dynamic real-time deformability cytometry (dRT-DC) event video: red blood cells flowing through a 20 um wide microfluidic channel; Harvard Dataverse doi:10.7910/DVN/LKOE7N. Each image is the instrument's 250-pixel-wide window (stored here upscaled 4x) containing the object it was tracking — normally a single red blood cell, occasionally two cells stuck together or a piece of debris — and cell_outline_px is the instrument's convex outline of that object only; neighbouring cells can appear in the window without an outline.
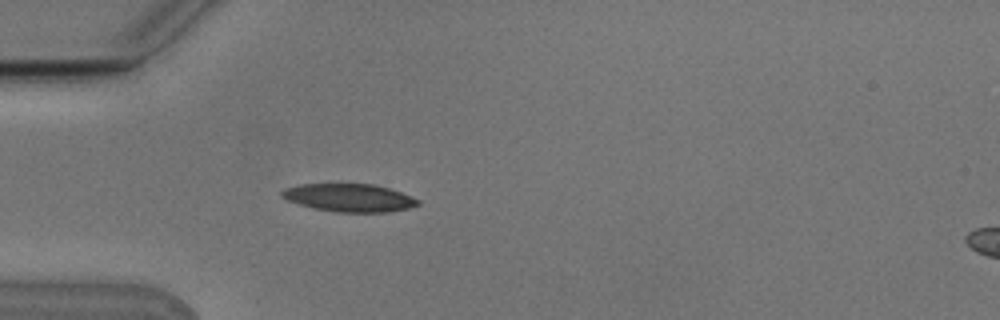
{"species": "Egyptian fruit bat (a non-hibernating species)", "species_latin": "Rousettus aegyptiacus", "temperature_condition": "cold", "stored_images_in_passage": 4, "camera_frame_rate_fps": 3000, "um_per_image_px": 0.085, "animal": {"sex": "male"}, "frame": {"image": 1, "passage_image": 4, "time_ms": 1.0, "image_size_px": [1000, 320], "cell_outline_px": [[420, 204], [408, 208], [388, 212], [336, 212], [316, 208], [300, 204], [288, 200], [280, 196], [280, 192], [284, 188], [300, 184], [372, 184], [388, 188], [400, 192], [420, 200]], "centroid_in_image_um": [29.68, 16.8], "position_along_channel_um": 55.3, "area_um2": 21.96}}